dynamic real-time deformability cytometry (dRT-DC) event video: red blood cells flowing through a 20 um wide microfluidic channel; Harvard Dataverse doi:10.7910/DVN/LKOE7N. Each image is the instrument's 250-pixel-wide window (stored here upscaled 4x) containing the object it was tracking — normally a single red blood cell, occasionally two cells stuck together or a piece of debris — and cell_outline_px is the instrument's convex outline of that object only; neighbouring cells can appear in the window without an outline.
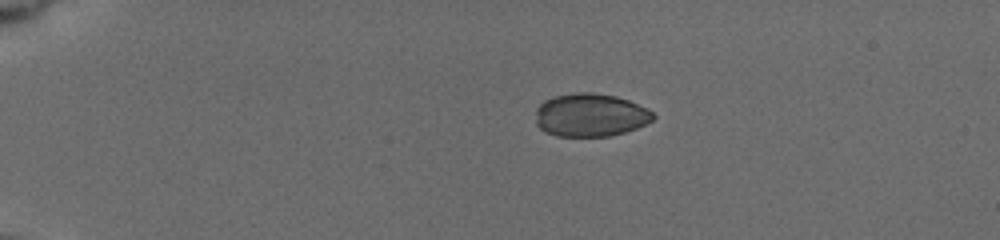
{"species": "common noctule bat (a hibernating species)", "species_latin": "Nyctalus noctula", "temperature_condition": "cold", "stored_images_in_passage": 20, "camera_frame_rate_fps": 3000, "um_per_image_px": 0.085, "animal": {"sex": "female", "body_mass_g": 19.5, "forearm_length_mm": 54.1}, "frame": {"image": 1, "passage_image": 1, "time_ms": 0.0, "image_size_px": [1000, 240], "cell_outline_px": [[656, 116], [652, 120], [636, 128], [624, 132], [608, 136], [556, 136], [540, 128], [536, 124], [536, 108], [544, 100], [552, 96], [576, 92], [592, 92], [616, 96], [628, 100], [648, 108]], "centroid_in_image_um": [50.17, 9.76], "position_along_channel_um": 34.8, "area_um2": 29.59}}
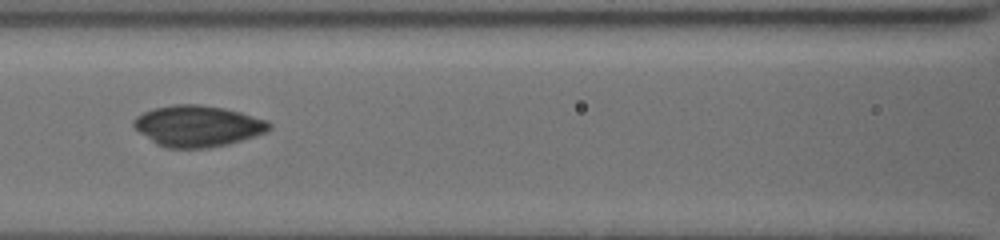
{"frame": {"image": 2, "passage_image": 12, "time_ms": 5.0, "image_size_px": [1000, 240], "cell_outline_px": [[272, 128], [264, 132], [228, 144], [208, 148], [164, 148], [156, 144], [140, 132], [132, 124], [132, 120], [136, 116], [144, 112], [156, 108], [176, 104], [200, 104], [224, 108], [240, 112], [268, 120], [272, 124]], "centroid_in_image_um": [16.8, 10.71], "position_along_channel_um": 149.8, "area_um2": 32.37}}
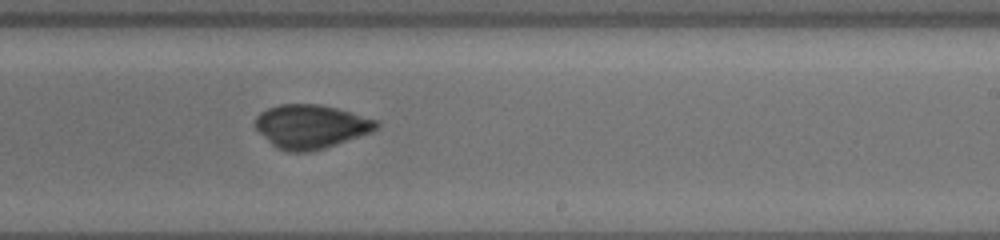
{"frame": {"image": 3, "passage_image": 20, "time_ms": 8.0, "image_size_px": [1000, 240], "cell_outline_px": [[380, 124], [372, 132], [312, 152], [284, 152], [276, 148], [256, 128], [256, 116], [260, 112], [268, 108], [280, 104], [320, 104], [352, 112], [376, 120]], "centroid_in_image_um": [26.42, 10.76], "position_along_channel_um": 262.6, "area_um2": 30.81}}